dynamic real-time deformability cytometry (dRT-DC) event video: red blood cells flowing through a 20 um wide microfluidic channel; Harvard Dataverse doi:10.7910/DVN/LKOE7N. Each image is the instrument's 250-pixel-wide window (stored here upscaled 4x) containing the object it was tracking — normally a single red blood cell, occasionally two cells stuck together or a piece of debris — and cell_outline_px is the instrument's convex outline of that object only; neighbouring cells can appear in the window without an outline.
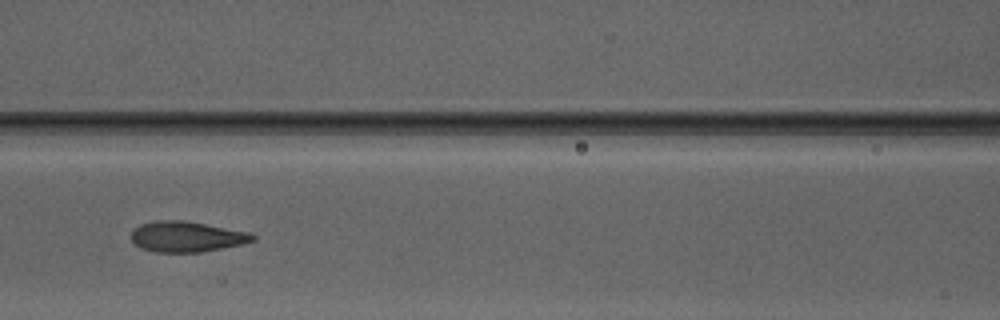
{"species": "Egyptian fruit bat (a non-hibernating species)", "species_latin": "Rousettus aegyptiacus", "temperature_condition": "warm", "stored_images_in_passage": 7, "camera_frame_rate_fps": 3000, "um_per_image_px": 0.085, "animal": {"sex": "male"}, "frame": {"image": 1, "passage_image": 7, "time_ms": 7.0, "image_size_px": [1000, 320], "cell_outline_px": [[256, 240], [244, 244], [200, 252], [152, 252], [140, 248], [132, 240], [132, 232], [140, 224], [156, 220], [184, 220], [248, 232], [256, 236]], "centroid_in_image_um": [15.87, 20.12], "position_along_channel_um": 150.7, "area_um2": 21.62}}